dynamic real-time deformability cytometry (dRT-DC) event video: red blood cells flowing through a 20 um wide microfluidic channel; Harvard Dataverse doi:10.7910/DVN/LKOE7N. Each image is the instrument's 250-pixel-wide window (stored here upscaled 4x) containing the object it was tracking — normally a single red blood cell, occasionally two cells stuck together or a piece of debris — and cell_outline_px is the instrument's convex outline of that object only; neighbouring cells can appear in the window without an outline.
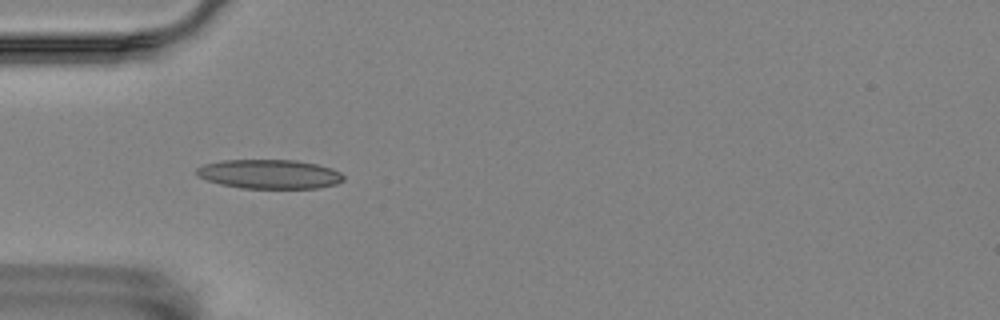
{"species": "Egyptian fruit bat (a non-hibernating species)", "species_latin": "Rousettus aegyptiacus", "temperature_condition": "room temperature", "stored_images_in_passage": 4, "camera_frame_rate_fps": 3000, "um_per_image_px": 0.085, "animal": {"sex": "female"}, "frame": {"image": 1, "passage_image": 3, "time_ms": 0.667, "image_size_px": [1000, 320], "cell_outline_px": [[344, 180], [336, 184], [316, 188], [240, 188], [220, 184], [196, 176], [196, 168], [204, 164], [220, 160], [296, 160], [316, 164], [332, 168], [340, 172], [344, 176]], "centroid_in_image_um": [22.89, 14.79], "position_along_channel_um": 62.1, "area_um2": 25.09}}